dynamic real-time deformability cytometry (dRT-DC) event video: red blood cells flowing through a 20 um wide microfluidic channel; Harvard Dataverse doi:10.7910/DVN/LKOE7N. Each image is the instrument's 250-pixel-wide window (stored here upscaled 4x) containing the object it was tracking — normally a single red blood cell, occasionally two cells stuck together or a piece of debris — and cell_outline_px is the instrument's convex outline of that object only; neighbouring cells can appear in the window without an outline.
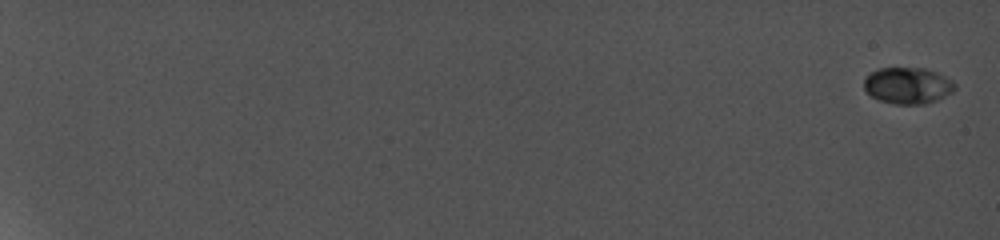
{"species": "common noctule bat (a hibernating species)", "species_latin": "Nyctalus noctula", "temperature_condition": "cold", "stored_images_in_passage": 12, "camera_frame_rate_fps": 5000, "um_per_image_px": 0.085, "animal": {"sex": "female", "body_mass_g": 19.0, "forearm_length_mm": 56.7}, "frame": {"image": 1, "passage_image": 1, "time_ms": 0.0, "image_size_px": [1000, 240], "cell_outline_px": [[956, 88], [952, 92], [936, 100], [924, 104], [892, 104], [880, 100], [872, 96], [864, 88], [864, 76], [880, 68], [924, 68], [936, 72], [952, 80], [956, 84]], "centroid_in_image_um": [77.16, 7.27], "position_along_channel_um": 7.8, "area_um2": 19.25}}
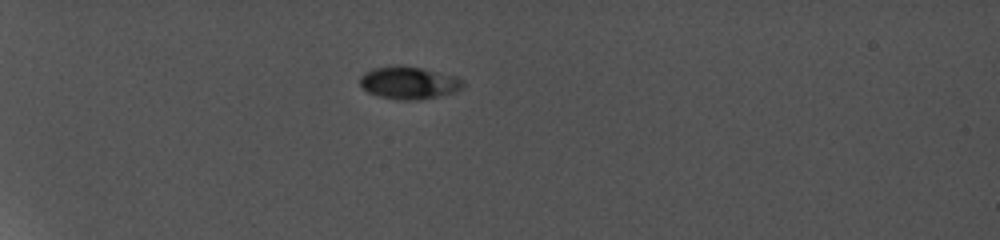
{"frame": {"image": 2, "passage_image": 9, "time_ms": 6.8, "image_size_px": [1000, 240], "cell_outline_px": [[464, 88], [456, 92], [436, 96], [408, 100], [380, 96], [368, 92], [360, 84], [360, 76], [364, 72], [372, 68], [396, 64], [400, 64], [420, 68], [456, 76], [464, 80]], "centroid_in_image_um": [34.76, 7.0], "position_along_channel_um": 50.2, "area_um2": 19.42}}
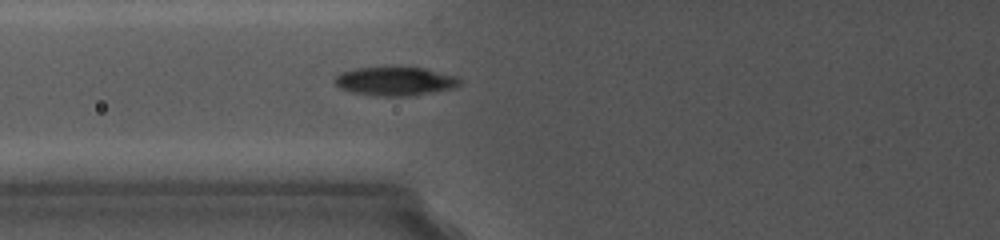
{"frame": {"image": 3, "passage_image": 12, "time_ms": 9.4, "image_size_px": [1000, 240], "cell_outline_px": [[460, 80], [456, 84], [448, 88], [404, 96], [384, 96], [356, 92], [340, 88], [336, 84], [336, 76], [340, 72], [352, 68], [424, 68], [456, 76]], "centroid_in_image_um": [33.5, 6.88], "position_along_channel_um": 92.3, "area_um2": 19.88}}